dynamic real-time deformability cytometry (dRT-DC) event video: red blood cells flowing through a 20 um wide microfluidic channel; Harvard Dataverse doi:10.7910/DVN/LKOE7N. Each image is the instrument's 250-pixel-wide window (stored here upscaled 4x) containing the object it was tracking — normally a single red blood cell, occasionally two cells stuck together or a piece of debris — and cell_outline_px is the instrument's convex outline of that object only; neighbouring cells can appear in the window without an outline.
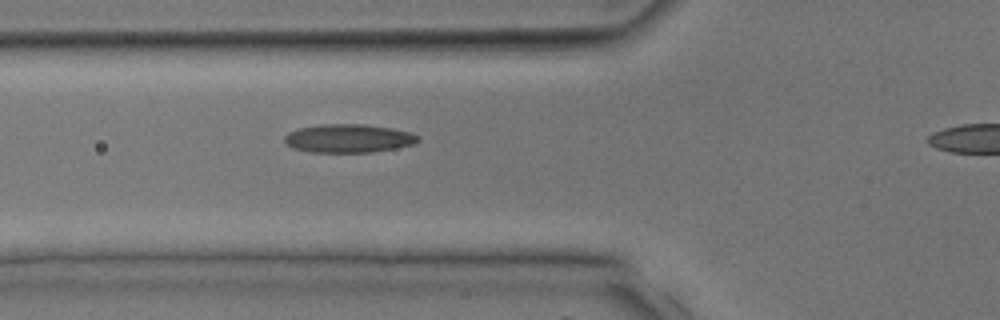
{"species": "common noctule bat (a hibernating species)", "species_latin": "Nyctalus noctula", "temperature_condition": "room temperature", "stored_images_in_passage": 9, "camera_frame_rate_fps": 3000, "um_per_image_px": 0.085, "animal": {"sex": "male", "body_mass_g": 17.9, "forearm_length_mm": 54.2}, "frame": {"image": 1, "passage_image": 8, "time_ms": 2.333, "image_size_px": [1000, 320], "cell_outline_px": [[420, 140], [412, 144], [396, 148], [372, 152], [308, 152], [292, 148], [284, 144], [284, 136], [288, 132], [300, 128], [324, 124], [364, 124], [392, 128], [408, 132], [420, 136]], "centroid_in_image_um": [29.59, 11.77], "position_along_channel_um": 96.2, "area_um2": 22.2}}